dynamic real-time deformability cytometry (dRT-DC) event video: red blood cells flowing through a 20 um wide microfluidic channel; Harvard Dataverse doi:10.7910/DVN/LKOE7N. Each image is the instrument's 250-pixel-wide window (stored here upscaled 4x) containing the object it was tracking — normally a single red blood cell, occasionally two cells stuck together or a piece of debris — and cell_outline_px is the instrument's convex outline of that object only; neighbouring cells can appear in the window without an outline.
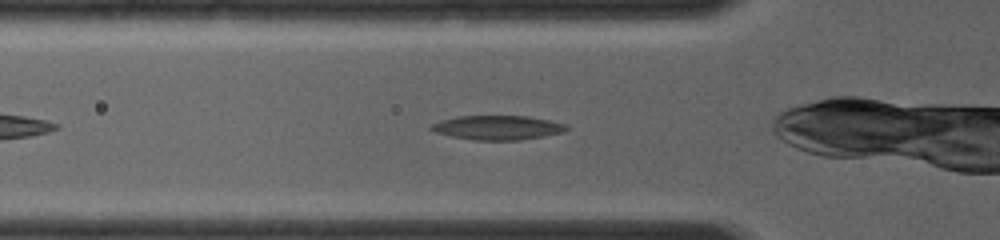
{"species": "common noctule bat (a hibernating species)", "species_latin": "Nyctalus noctula", "temperature_condition": "room temperature", "stored_images_in_passage": 39, "camera_frame_rate_fps": 4000, "um_per_image_px": 0.085, "animal": {"sex": "female", "body_mass_g": 19.0, "forearm_length_mm": 56.7}, "frame": {"image": 1, "passage_image": 2, "time_ms": 0.25, "image_size_px": [1000, 240], "cell_outline_px": [[568, 128], [564, 132], [544, 136], [520, 140], [476, 140], [452, 136], [436, 132], [428, 128], [432, 124], [440, 120], [456, 116], [528, 116], [568, 124]], "centroid_in_image_um": [42.31, 10.84], "position_along_channel_um": 83.5, "area_um2": 19.13}}
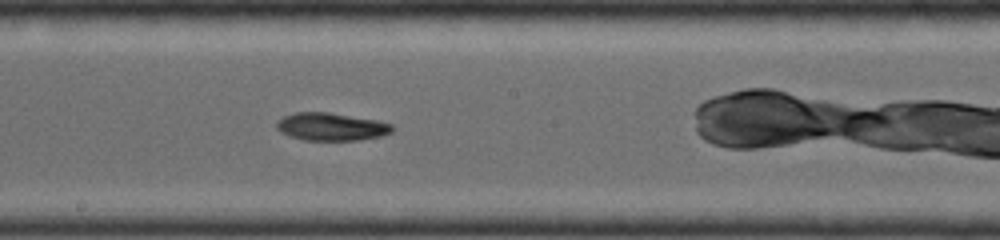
{"frame": {"image": 2, "passage_image": 15, "time_ms": 3.25, "image_size_px": [1000, 240], "cell_outline_px": [[396, 128], [392, 132], [380, 136], [360, 140], [304, 140], [280, 132], [276, 128], [276, 124], [284, 116], [296, 112], [328, 112], [376, 120], [392, 124]], "centroid_in_image_um": [28.18, 10.77], "position_along_channel_um": 220.0, "area_um2": 18.61}}
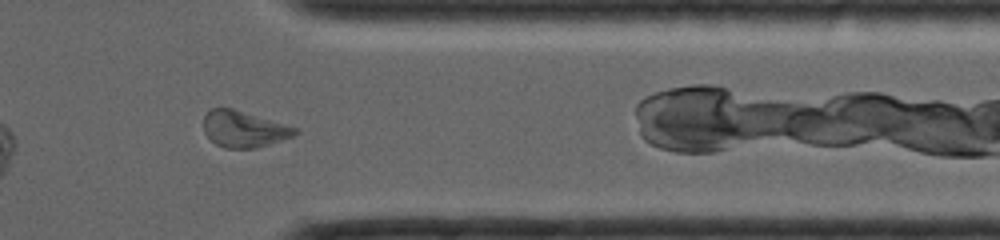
{"frame": {"image": 3, "passage_image": 31, "time_ms": 7.0, "image_size_px": [1000, 240], "cell_outline_px": [[296, 132], [292, 136], [256, 148], [224, 148], [216, 144], [204, 132], [204, 116], [212, 108], [232, 108], [296, 128]], "centroid_in_image_um": [20.66, 10.97], "position_along_channel_um": 390.7, "area_um2": 18.79}}